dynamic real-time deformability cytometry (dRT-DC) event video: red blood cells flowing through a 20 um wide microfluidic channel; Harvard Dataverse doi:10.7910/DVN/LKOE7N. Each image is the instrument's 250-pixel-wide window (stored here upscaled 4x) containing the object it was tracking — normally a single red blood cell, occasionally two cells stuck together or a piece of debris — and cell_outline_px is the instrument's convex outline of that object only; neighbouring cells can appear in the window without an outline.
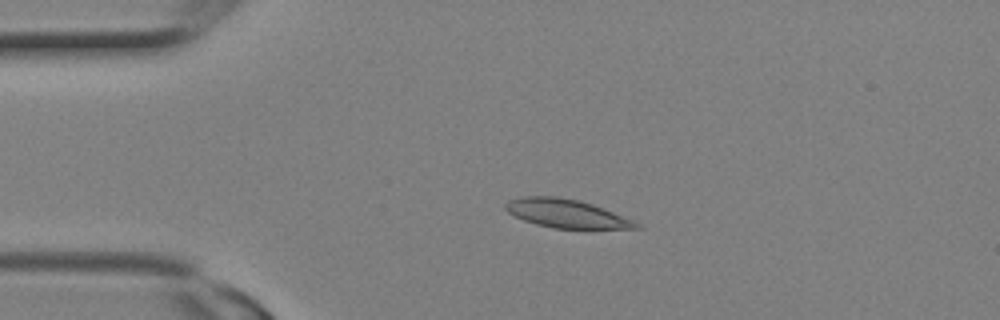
{"species": "Egyptian fruit bat (a non-hibernating species)", "species_latin": "Rousettus aegyptiacus", "temperature_condition": "room temperature", "stored_images_in_passage": 8, "camera_frame_rate_fps": 3000, "um_per_image_px": 0.085, "animal": {"sex": "female"}, "frame": {"image": 1, "passage_image": 6, "time_ms": 1.667, "image_size_px": [1000, 320], "cell_outline_px": [[644, 228], [552, 228], [536, 224], [524, 220], [508, 212], [504, 208], [504, 204], [508, 200], [520, 196], [556, 196], [576, 200], [592, 204], [632, 220], [640, 224]], "centroid_in_image_um": [48.08, 18.14], "position_along_channel_um": 36.9, "area_um2": 21.39}}